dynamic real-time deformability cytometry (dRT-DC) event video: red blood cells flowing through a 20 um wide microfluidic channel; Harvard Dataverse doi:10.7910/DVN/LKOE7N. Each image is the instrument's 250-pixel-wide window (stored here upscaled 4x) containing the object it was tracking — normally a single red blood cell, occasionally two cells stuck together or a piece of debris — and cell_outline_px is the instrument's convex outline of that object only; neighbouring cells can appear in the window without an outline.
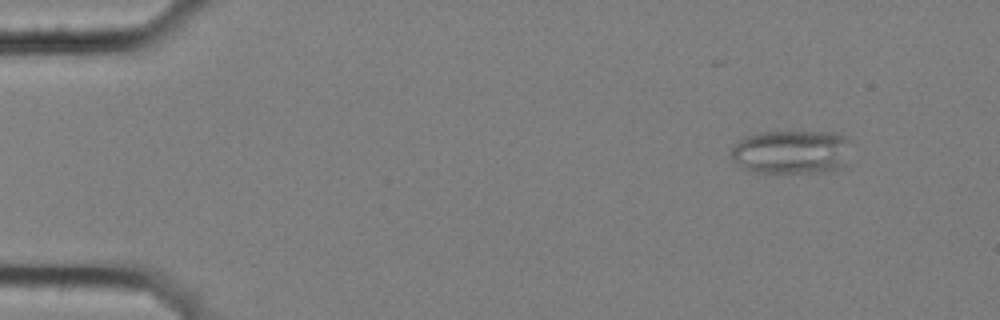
{"species": "common noctule bat (a hibernating species)", "species_latin": "Nyctalus noctula", "temperature_condition": "cold", "stored_images_in_passage": 6, "camera_frame_rate_fps": 3000, "um_per_image_px": 0.085, "animal": {"sex": "female", "body_mass_g": 25.1}, "frame": {"image": 1, "passage_image": 6, "time_ms": 1.667, "image_size_px": [1000, 320], "cell_outline_px": [[852, 140], [844, 168], [824, 172], [748, 172], [732, 160], [732, 148], [744, 136], [760, 132], [832, 132], [848, 136]], "centroid_in_image_um": [67.32, 12.91], "position_along_channel_um": 17.7, "area_um2": 31.15}}